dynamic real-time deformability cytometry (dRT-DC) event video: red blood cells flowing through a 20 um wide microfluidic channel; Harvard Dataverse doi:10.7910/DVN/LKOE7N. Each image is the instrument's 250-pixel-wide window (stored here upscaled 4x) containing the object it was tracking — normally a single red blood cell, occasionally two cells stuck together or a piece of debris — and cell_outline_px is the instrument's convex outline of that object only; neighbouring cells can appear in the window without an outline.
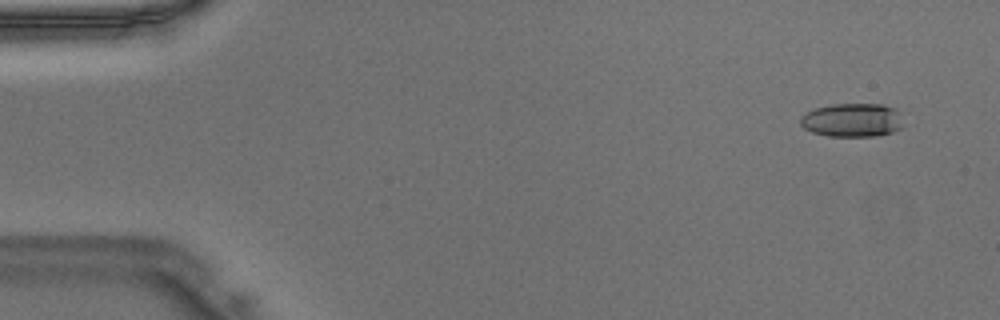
{"species": "Egyptian fruit bat (a non-hibernating species)", "species_latin": "Rousettus aegyptiacus", "temperature_condition": "warm", "stored_images_in_passage": 47, "camera_frame_rate_fps": 3000, "um_per_image_px": 0.085, "animal": {"sex": "male"}, "frame": {"image": 1, "passage_image": 3, "time_ms": 0.667, "image_size_px": [1000, 320], "cell_outline_px": [[904, 128], [892, 132], [876, 136], [828, 136], [812, 132], [804, 128], [800, 124], [800, 116], [804, 112], [816, 108], [832, 104], [884, 104], [896, 108], [900, 112], [904, 124]], "centroid_in_image_um": [72.48, 10.2], "position_along_channel_um": 12.5, "area_um2": 20.63}}
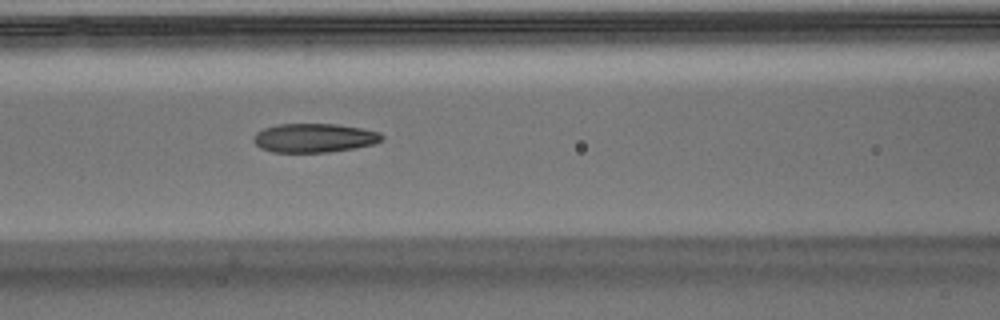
{"frame": {"image": 2, "passage_image": 20, "time_ms": 6.333, "image_size_px": [1000, 320], "cell_outline_px": [[384, 140], [376, 144], [356, 148], [328, 152], [272, 152], [260, 148], [252, 140], [256, 132], [264, 128], [276, 124], [336, 124], [360, 128], [380, 132], [384, 136]], "centroid_in_image_um": [26.73, 11.72], "position_along_channel_um": 139.9, "area_um2": 21.85}}
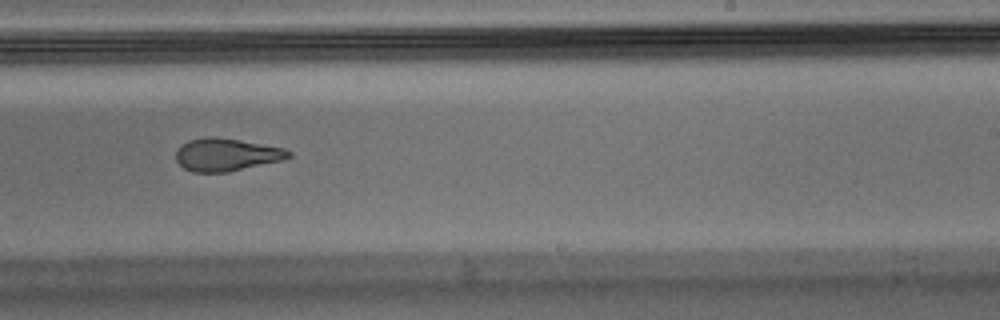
{"frame": {"image": 3, "passage_image": 29, "time_ms": 9.333, "image_size_px": [1000, 320], "cell_outline_px": [[292, 156], [284, 160], [228, 172], [192, 172], [184, 168], [176, 160], [176, 152], [180, 144], [188, 140], [204, 136], [216, 136], [240, 140], [284, 148], [292, 152]], "centroid_in_image_um": [19.24, 13.13], "position_along_channel_um": 269.8, "area_um2": 21.73}}